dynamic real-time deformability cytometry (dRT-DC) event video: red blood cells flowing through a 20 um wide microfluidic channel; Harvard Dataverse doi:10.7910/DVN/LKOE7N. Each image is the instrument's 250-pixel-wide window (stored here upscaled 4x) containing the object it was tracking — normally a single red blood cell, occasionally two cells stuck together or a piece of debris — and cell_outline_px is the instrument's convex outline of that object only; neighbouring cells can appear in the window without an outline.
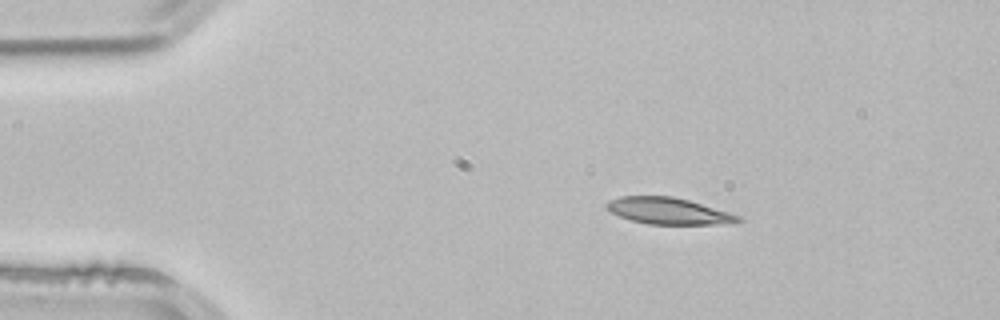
{"species": "common noctule bat (a hibernating species)", "species_latin": "Nyctalus noctula", "temperature_condition": "room temperature", "stored_images_in_passage": 2, "camera_frame_rate_fps": 3000, "um_per_image_px": 0.085, "animal": {"sex": "male", "body_mass_g": 21.5, "forearm_length_mm": 52.0}, "frame": {"image": 1, "passage_image": 1, "time_ms": 0.0, "image_size_px": [1000, 320], "cell_outline_px": [[744, 220], [712, 224], [648, 224], [632, 220], [620, 216], [612, 212], [604, 204], [608, 200], [620, 196], [672, 196], [688, 200], [728, 212], [740, 216]], "centroid_in_image_um": [56.76, 17.92], "position_along_channel_um": 28.2, "area_um2": 19.94}}